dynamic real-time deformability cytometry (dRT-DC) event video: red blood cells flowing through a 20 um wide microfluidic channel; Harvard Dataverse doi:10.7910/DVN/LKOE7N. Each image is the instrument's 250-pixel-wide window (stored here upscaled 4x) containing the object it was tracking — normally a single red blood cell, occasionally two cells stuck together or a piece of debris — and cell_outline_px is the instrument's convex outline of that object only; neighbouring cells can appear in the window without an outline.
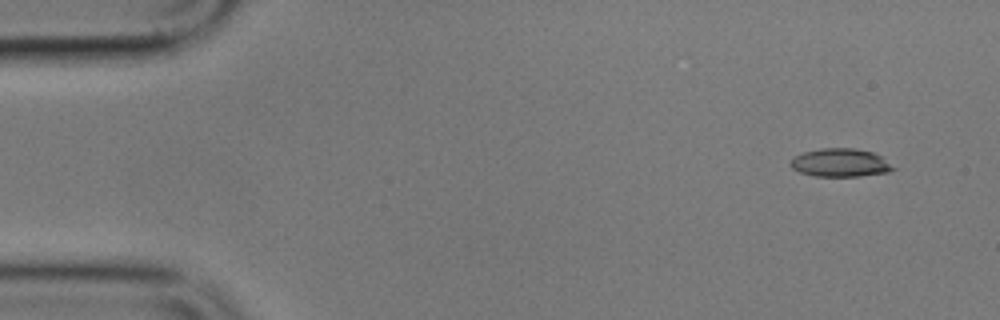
{"species": "common noctule bat (a hibernating species)", "species_latin": "Nyctalus noctula", "temperature_condition": "cold", "stored_images_in_passage": 6, "camera_frame_rate_fps": 3000, "um_per_image_px": 0.085, "animal": {"sex": "male", "body_mass_g": 17.9}, "frame": {"image": 1, "passage_image": 1, "time_ms": 0.0, "image_size_px": [1000, 320], "cell_outline_px": [[896, 168], [888, 172], [860, 176], [816, 176], [800, 172], [792, 168], [788, 164], [792, 156], [804, 152], [820, 148], [856, 148], [872, 152], [880, 156]], "centroid_in_image_um": [71.38, 13.82], "position_along_channel_um": 13.6, "area_um2": 16.94}}
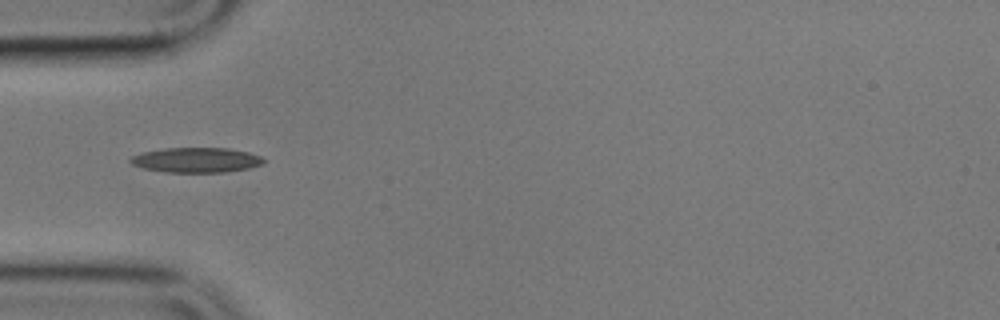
{"frame": {"image": 2, "passage_image": 5, "time_ms": 4.667, "image_size_px": [1000, 320], "cell_outline_px": [[268, 160], [264, 164], [248, 168], [224, 172], [168, 172], [144, 168], [132, 164], [128, 160], [132, 156], [144, 152], [164, 148], [228, 148], [248, 152], [260, 156]], "centroid_in_image_um": [16.73, 13.6], "position_along_channel_um": 68.3, "area_um2": 19.31}}
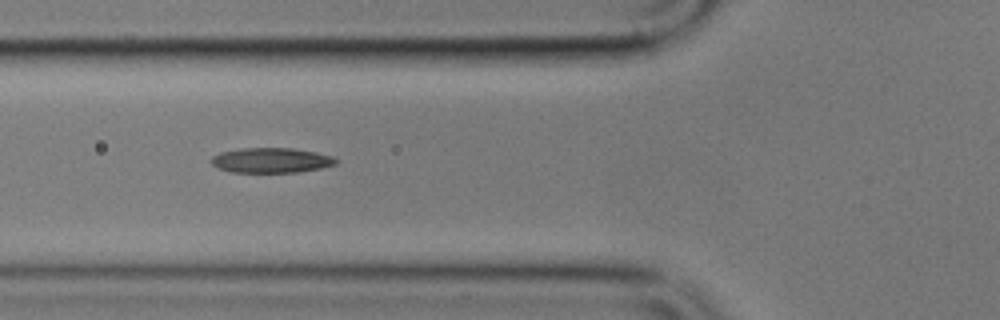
{"frame": {"image": 3, "passage_image": 6, "time_ms": 5.667, "image_size_px": [1000, 320], "cell_outline_px": [[336, 164], [320, 168], [296, 172], [232, 172], [216, 168], [212, 164], [212, 156], [220, 152], [240, 148], [292, 148], [316, 152], [332, 156], [336, 160]], "centroid_in_image_um": [23.01, 13.62], "position_along_channel_um": 102.8, "area_um2": 18.09}}